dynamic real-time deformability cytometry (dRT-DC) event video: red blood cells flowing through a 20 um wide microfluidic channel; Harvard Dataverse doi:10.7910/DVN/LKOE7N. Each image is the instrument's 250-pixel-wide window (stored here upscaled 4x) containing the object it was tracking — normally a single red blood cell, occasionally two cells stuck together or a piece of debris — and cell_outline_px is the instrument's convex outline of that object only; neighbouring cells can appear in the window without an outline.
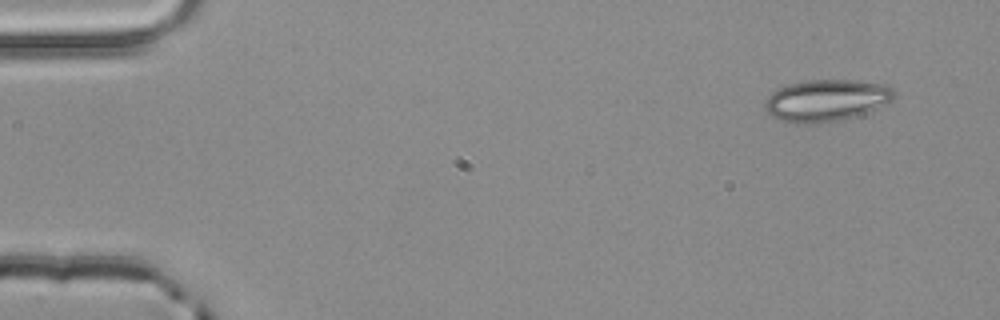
{"species": "common noctule bat (a hibernating species)", "species_latin": "Nyctalus noctula", "temperature_condition": "room temperature", "stored_images_in_passage": 5, "camera_frame_rate_fps": 3000, "um_per_image_px": 0.085, "animal": {"sex": "male", "body_mass_g": 20.4}, "frame": {"image": 1, "passage_image": 1, "time_ms": 0.0, "image_size_px": [1000, 320], "cell_outline_px": [[896, 92], [892, 100], [888, 104], [856, 116], [840, 120], [820, 124], [796, 124], [780, 120], [772, 116], [764, 108], [764, 104], [768, 96], [772, 92], [788, 84], [808, 80], [848, 80], [888, 84]], "centroid_in_image_um": [70.25, 8.55], "position_along_channel_um": 14.7, "area_um2": 31.79}}
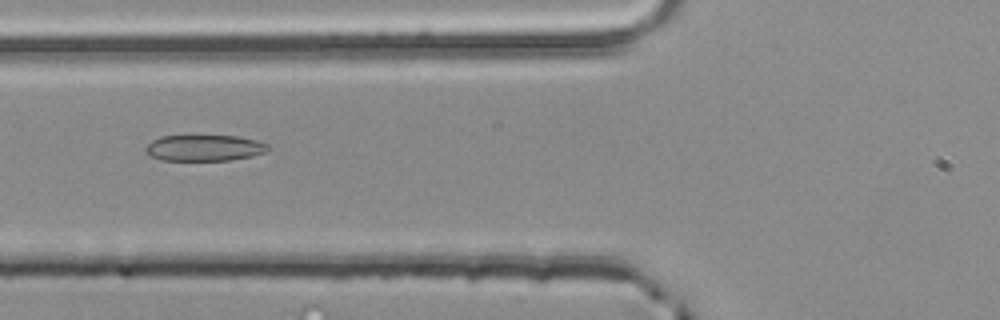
{"frame": {"image": 2, "passage_image": 5, "time_ms": 1.333, "image_size_px": [1000, 320], "cell_outline_px": [[272, 148], [264, 152], [252, 156], [228, 160], [160, 160], [144, 152], [144, 148], [152, 140], [160, 136], [240, 136], [256, 140], [268, 144]], "centroid_in_image_um": [17.37, 12.57], "position_along_channel_um": 108.4, "area_um2": 18.67}}